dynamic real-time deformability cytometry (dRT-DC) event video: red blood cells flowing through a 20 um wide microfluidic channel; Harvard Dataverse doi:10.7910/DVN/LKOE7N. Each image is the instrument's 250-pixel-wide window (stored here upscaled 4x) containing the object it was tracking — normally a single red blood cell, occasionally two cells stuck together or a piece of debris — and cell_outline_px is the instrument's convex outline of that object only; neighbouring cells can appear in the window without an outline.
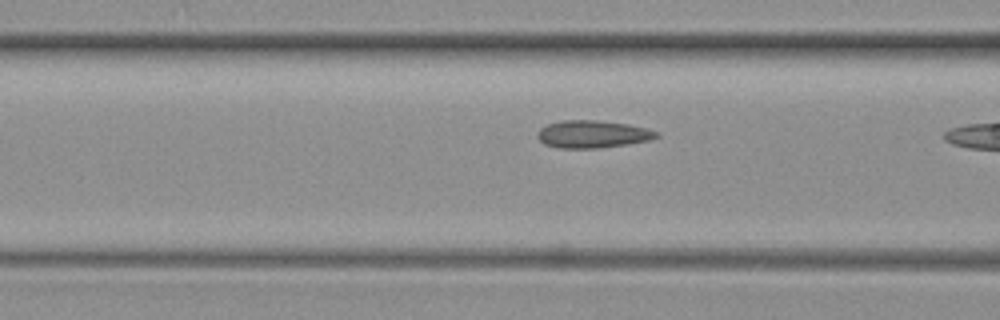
{"species": "common noctule bat (a hibernating species)", "species_latin": "Nyctalus noctula", "temperature_condition": "warm", "stored_images_in_passage": 24, "camera_frame_rate_fps": 3000, "um_per_image_px": 0.085, "animal": {"sex": "female", "body_mass_g": 19.3, "forearm_length_mm": 54.1}, "frame": {"image": 1, "passage_image": 23, "time_ms": 7.333, "image_size_px": [1000, 320], "cell_outline_px": [[660, 136], [648, 140], [600, 148], [556, 148], [544, 144], [536, 136], [536, 132], [540, 128], [548, 124], [564, 120], [596, 120], [628, 124], [648, 128], [656, 132]], "centroid_in_image_um": [50.32, 11.4], "position_along_channel_um": 116.3, "area_um2": 19.02}}